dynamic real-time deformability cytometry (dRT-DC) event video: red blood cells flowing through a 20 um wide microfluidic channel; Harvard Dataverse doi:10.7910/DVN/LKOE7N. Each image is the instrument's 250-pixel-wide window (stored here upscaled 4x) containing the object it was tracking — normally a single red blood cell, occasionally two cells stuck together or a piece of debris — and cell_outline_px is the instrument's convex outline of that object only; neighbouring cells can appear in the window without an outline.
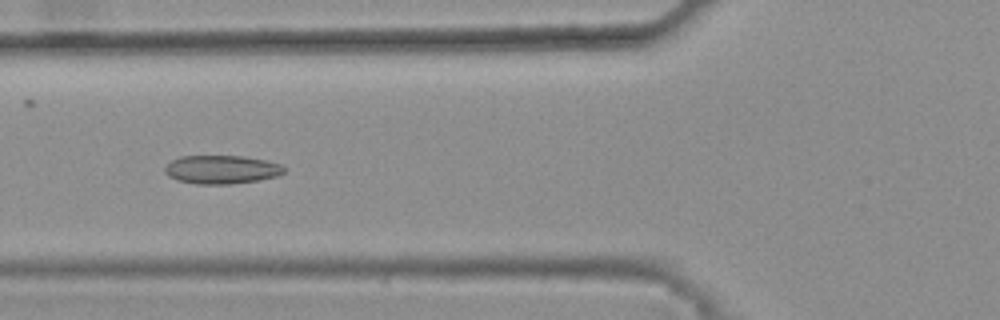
{"species": "common noctule bat (a hibernating species)", "species_latin": "Nyctalus noctula", "temperature_condition": "warm", "stored_images_in_passage": 46, "camera_frame_rate_fps": 3000, "um_per_image_px": 0.085, "animal": {"sex": "female", "body_mass_g": 25.1}, "frame": {"image": 1, "passage_image": 20, "time_ms": 6.333, "image_size_px": [1000, 320], "cell_outline_px": [[284, 172], [276, 176], [260, 180], [232, 184], [196, 184], [180, 180], [168, 176], [164, 172], [164, 168], [172, 160], [180, 156], [244, 156], [268, 160], [280, 164], [284, 168]], "centroid_in_image_um": [18.84, 14.41], "position_along_channel_um": 107.0, "area_um2": 19.83}}
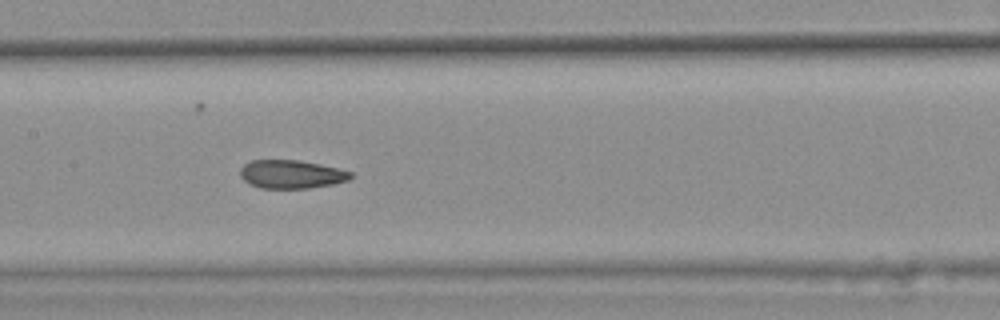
{"frame": {"image": 2, "passage_image": 26, "time_ms": 8.333, "image_size_px": [1000, 320], "cell_outline_px": [[352, 176], [348, 180], [332, 184], [308, 188], [260, 188], [248, 184], [240, 176], [240, 168], [244, 164], [252, 160], [296, 160], [320, 164], [352, 172]], "centroid_in_image_um": [24.72, 14.81], "position_along_channel_um": 182.7, "area_um2": 18.21}}
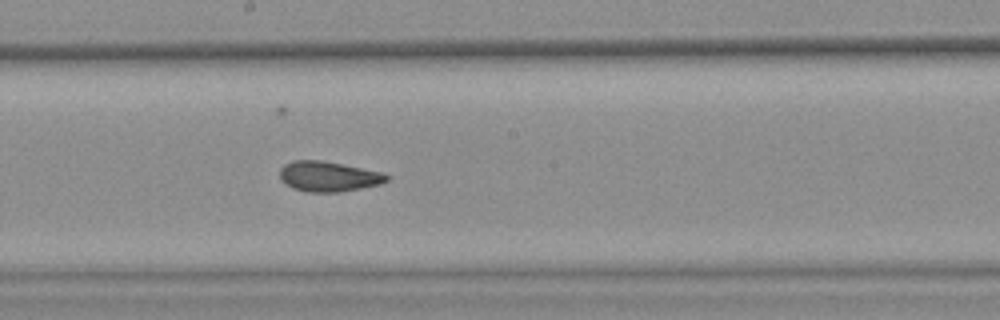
{"frame": {"image": 3, "passage_image": 29, "time_ms": 9.333, "image_size_px": [1000, 320], "cell_outline_px": [[388, 180], [380, 184], [340, 192], [308, 192], [292, 188], [280, 180], [280, 168], [284, 164], [292, 160], [324, 160], [384, 172], [388, 176]], "centroid_in_image_um": [27.9, 14.98], "position_along_channel_um": 220.3, "area_um2": 19.02}, "authors_computed_cell_mechanics": {"area_um2": 19.3052, "velocity_mm_per_s": 3.7802, "shape_relaxation_time_tau1_ms": null, "shape_relaxation_time_tau2_ms": 1.764, "deformation_change_tau1": null, "deformation_change_tau2": 0.0707}}